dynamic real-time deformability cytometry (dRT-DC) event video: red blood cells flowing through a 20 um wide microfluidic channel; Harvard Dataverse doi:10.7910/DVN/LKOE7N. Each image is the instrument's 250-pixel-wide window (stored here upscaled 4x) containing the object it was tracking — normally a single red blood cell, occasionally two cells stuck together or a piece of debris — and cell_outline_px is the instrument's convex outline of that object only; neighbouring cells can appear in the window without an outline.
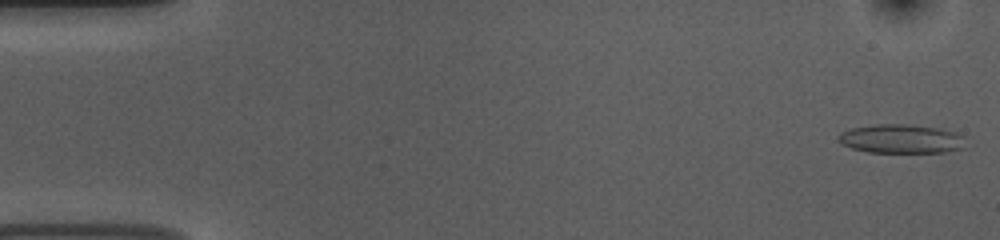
{"species": "common noctule bat (a hibernating species)", "species_latin": "Nyctalus noctula", "temperature_condition": "room temperature", "stored_images_in_passage": 16, "camera_frame_rate_fps": 3000, "um_per_image_px": 0.085, "animal": {"sex": "female", "body_mass_g": 10.0, "forearm_length_mm": 53.1}, "frame": {"image": 1, "passage_image": 1, "time_ms": 0.0, "image_size_px": [1000, 240], "cell_outline_px": [[960, 148], [944, 152], [868, 152], [852, 148], [844, 144], [840, 140], [840, 132], [852, 128], [876, 124], [908, 124], [936, 128], [956, 132], [960, 136]], "centroid_in_image_um": [76.52, 11.79], "position_along_channel_um": 8.5, "area_um2": 20.75}}